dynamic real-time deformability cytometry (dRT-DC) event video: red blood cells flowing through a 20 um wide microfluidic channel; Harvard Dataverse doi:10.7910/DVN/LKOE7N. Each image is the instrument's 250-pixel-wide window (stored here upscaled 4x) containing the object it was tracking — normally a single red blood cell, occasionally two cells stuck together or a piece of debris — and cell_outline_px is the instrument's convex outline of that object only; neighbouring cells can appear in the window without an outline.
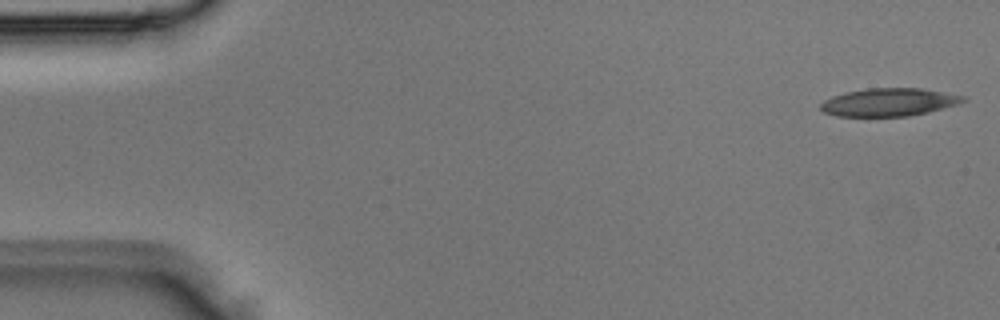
{"species": "Egyptian fruit bat (a non-hibernating species)", "species_latin": "Rousettus aegyptiacus", "temperature_condition": "room temperature", "stored_images_in_passage": 5, "segment_of_instrument_passage": [1, 2], "camera_frame_rate_fps": 3000, "um_per_image_px": 0.085, "animal": {"sex": "male"}, "frame": {"image": 1, "passage_image": 1, "time_ms": 0.0, "image_size_px": [1000, 320], "cell_outline_px": [[968, 100], [960, 104], [928, 112], [908, 116], [836, 116], [824, 112], [820, 108], [820, 104], [824, 100], [832, 96], [848, 92], [868, 88], [920, 88], [964, 96]], "centroid_in_image_um": [75.58, 8.69], "position_along_channel_um": 9.4, "area_um2": 23.12}}
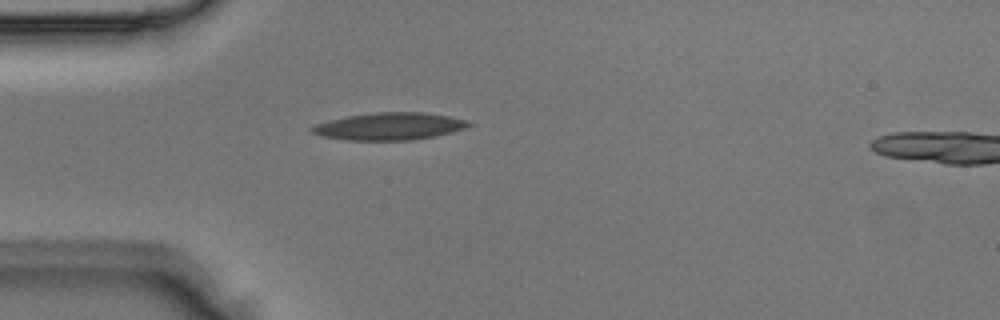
{"frame": {"image": 2, "passage_image": 4, "time_ms": 1.0, "image_size_px": [1000, 320], "cell_outline_px": [[472, 124], [464, 128], [452, 132], [436, 136], [412, 140], [348, 140], [324, 136], [312, 132], [308, 128], [316, 124], [328, 120], [348, 116], [376, 112], [424, 112], [448, 116], [468, 120]], "centroid_in_image_um": [33.11, 10.73], "position_along_channel_um": 51.9, "area_um2": 24.85}}